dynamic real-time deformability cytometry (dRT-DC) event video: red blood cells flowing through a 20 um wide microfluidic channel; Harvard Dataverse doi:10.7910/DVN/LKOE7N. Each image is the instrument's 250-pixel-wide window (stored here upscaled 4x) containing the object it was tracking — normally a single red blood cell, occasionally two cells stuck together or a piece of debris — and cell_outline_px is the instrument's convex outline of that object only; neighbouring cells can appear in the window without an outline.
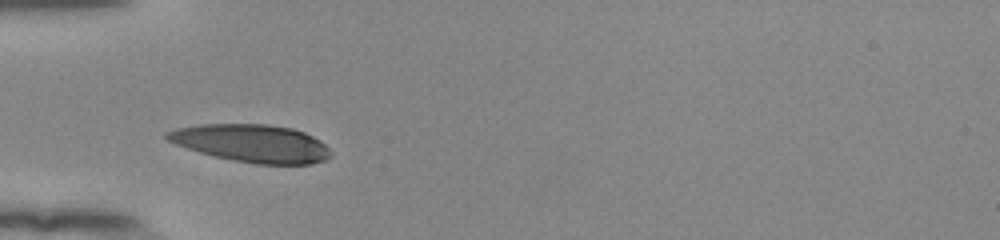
{"species": "human", "species_latin": "Homo sapiens", "temperature_condition": "room temperature", "stored_images_in_passage": 29, "camera_frame_rate_fps": 3000, "um_per_image_px": 0.085, "donor": {"sex": "female"}, "frame": {"image": 1, "passage_image": 1, "time_ms": 0.0, "image_size_px": [1000, 240], "cell_outline_px": [[332, 156], [324, 160], [312, 164], [256, 164], [216, 156], [200, 152], [176, 144], [168, 140], [164, 136], [164, 132], [176, 128], [200, 124], [268, 124], [292, 128], [304, 132], [320, 140], [332, 152]], "centroid_in_image_um": [21.41, 12.17], "position_along_channel_um": 63.6, "area_um2": 35.89}}
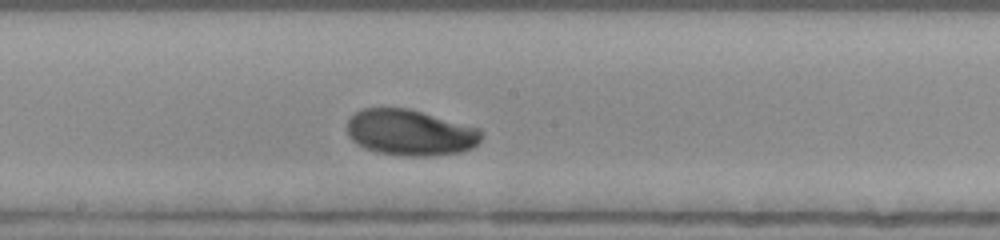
{"frame": {"image": 2, "passage_image": 13, "time_ms": 4.0, "image_size_px": [1000, 240], "cell_outline_px": [[480, 140], [472, 148], [460, 152], [432, 156], [400, 156], [376, 152], [364, 148], [356, 144], [348, 136], [348, 120], [360, 108], [408, 108], [480, 128]], "centroid_in_image_um": [34.84, 11.28], "position_along_channel_um": 213.4, "area_um2": 36.07}}
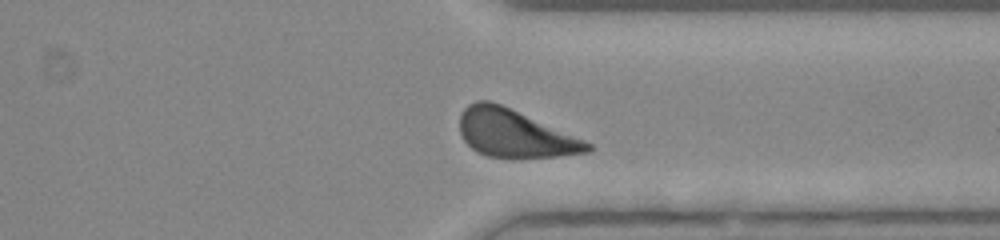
{"frame": {"image": 3, "passage_image": 25, "time_ms": 8.0, "image_size_px": [1000, 240], "cell_outline_px": [[592, 148], [588, 152], [556, 156], [488, 156], [476, 152], [464, 140], [460, 132], [460, 116], [464, 108], [468, 104], [476, 100], [488, 100], [500, 104], [584, 140], [592, 144]], "centroid_in_image_um": [43.69, 11.32], "position_along_channel_um": 367.7, "area_um2": 34.56}, "authors_computed_cell_mechanics": {"area_um2": 35.836, "velocity_mm_per_s": 3.8408, "shape_relaxation_time_tau1_ms": 3.3969, "shape_relaxation_time_tau2_ms": null, "deformation_change_tau1": 0.1752, "deformation_change_tau2": null}}